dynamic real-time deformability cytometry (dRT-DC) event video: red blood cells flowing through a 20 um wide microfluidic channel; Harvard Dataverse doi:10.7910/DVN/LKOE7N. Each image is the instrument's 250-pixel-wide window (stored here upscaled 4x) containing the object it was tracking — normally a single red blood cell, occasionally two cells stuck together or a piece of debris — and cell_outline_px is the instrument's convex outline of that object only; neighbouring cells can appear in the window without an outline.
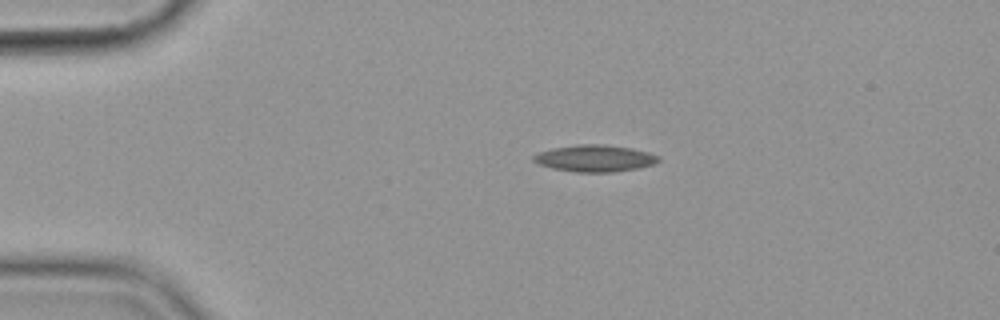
{"species": "common noctule bat (a hibernating species)", "species_latin": "Nyctalus noctula", "temperature_condition": "cold", "stored_images_in_passage": 46, "camera_frame_rate_fps": 3000, "um_per_image_px": 0.085, "animal": {"sex": "female", "body_mass_g": 19.9}, "frame": {"image": 1, "passage_image": 1, "time_ms": 0.0, "image_size_px": [1000, 320], "cell_outline_px": [[660, 160], [656, 164], [636, 168], [612, 172], [576, 172], [552, 168], [536, 164], [532, 160], [532, 156], [540, 152], [552, 148], [576, 144], [604, 144], [632, 148], [648, 152], [660, 156]], "centroid_in_image_um": [50.55, 13.45], "position_along_channel_um": 34.4, "area_um2": 19.65}}
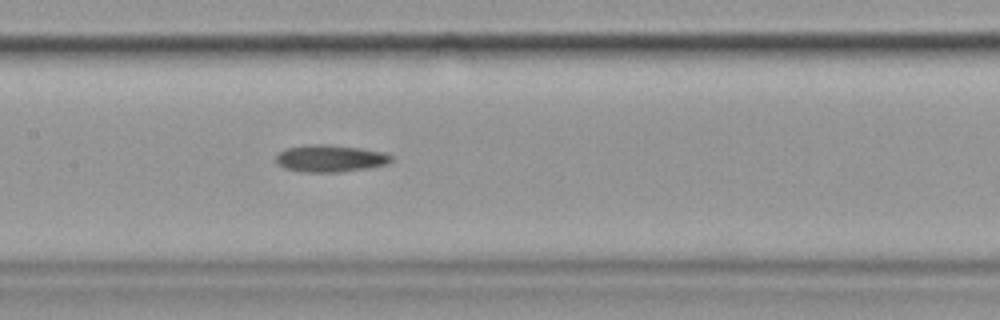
{"frame": {"image": 2, "passage_image": 17, "time_ms": 5.333, "image_size_px": [1000, 320], "cell_outline_px": [[392, 160], [388, 164], [368, 168], [340, 172], [300, 172], [284, 168], [276, 164], [276, 156], [280, 152], [288, 148], [308, 144], [328, 144], [360, 148], [384, 152], [392, 156]], "centroid_in_image_um": [28.06, 13.47], "position_along_channel_um": 179.3, "area_um2": 18.32}}
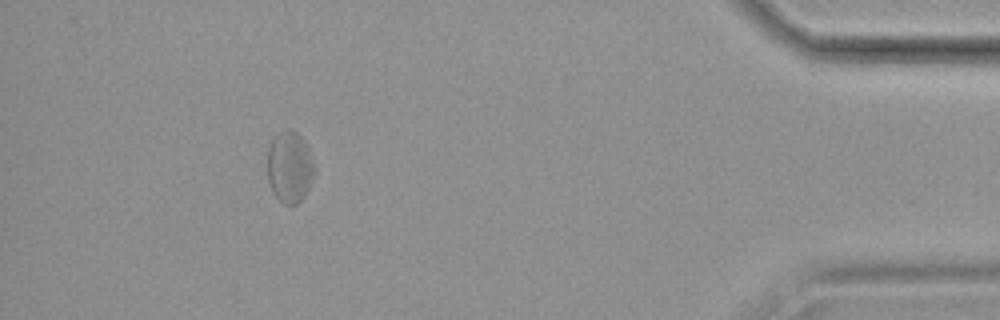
{"frame": {"image": 3, "passage_image": 41, "time_ms": 13.333, "image_size_px": [1000, 320], "cell_outline_px": [[316, 172], [304, 196], [296, 204], [284, 204], [272, 192], [268, 180], [268, 148], [276, 132], [284, 128], [292, 128], [308, 144], [316, 168]], "centroid_in_image_um": [24.64, 14.14], "position_along_channel_um": 410.6, "area_um2": 20.0}}